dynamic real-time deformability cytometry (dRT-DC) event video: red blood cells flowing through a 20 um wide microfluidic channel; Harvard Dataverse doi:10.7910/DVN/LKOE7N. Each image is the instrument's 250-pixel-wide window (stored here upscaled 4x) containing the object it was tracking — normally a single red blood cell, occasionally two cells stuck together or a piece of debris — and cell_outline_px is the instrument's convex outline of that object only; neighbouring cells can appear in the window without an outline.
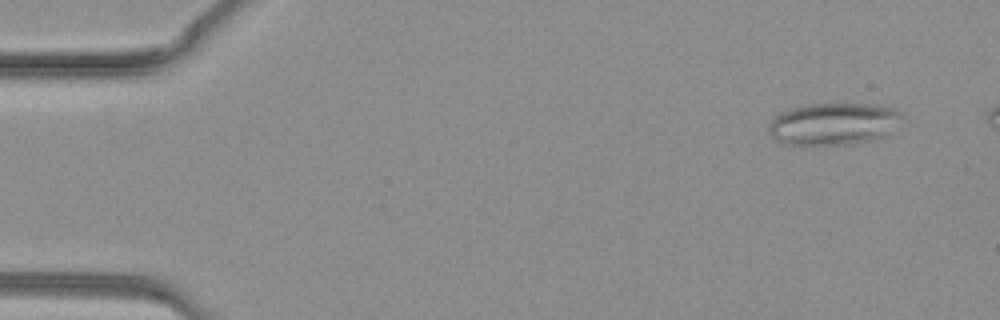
{"species": "common noctule bat (a hibernating species)", "species_latin": "Nyctalus noctula", "temperature_condition": "warm", "stored_images_in_passage": 37, "camera_frame_rate_fps": 3000, "um_per_image_px": 0.085, "animal": {"sex": "female", "body_mass_g": 19.3, "forearm_length_mm": 54.1}, "frame": {"image": 1, "passage_image": 3, "time_ms": 0.667, "image_size_px": [1000, 320], "cell_outline_px": [[900, 112], [884, 132], [880, 136], [868, 140], [844, 144], [788, 144], [776, 140], [768, 132], [768, 124], [780, 112], [788, 108], [804, 104], [876, 104], [896, 108]], "centroid_in_image_um": [70.67, 10.49], "position_along_channel_um": 14.3, "area_um2": 31.56}}
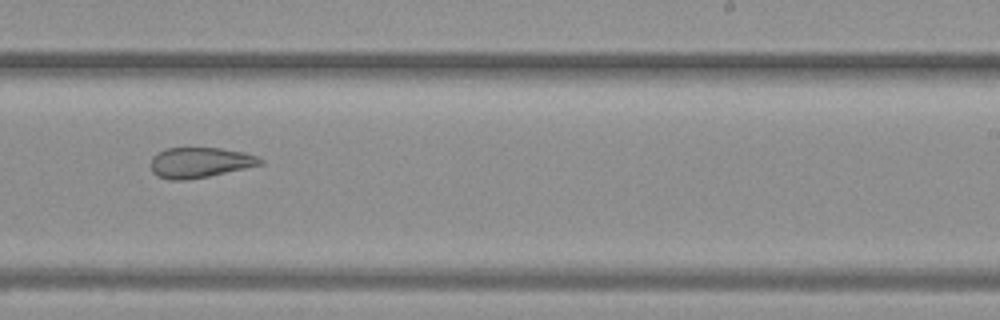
{"frame": {"image": 2, "passage_image": 24, "time_ms": 7.667, "image_size_px": [1000, 320], "cell_outline_px": [[264, 164], [208, 176], [184, 180], [168, 180], [156, 176], [152, 172], [152, 156], [168, 148], [220, 148], [244, 152], [260, 156], [264, 160]], "centroid_in_image_um": [17.03, 13.81], "position_along_channel_um": 272.0, "area_um2": 19.36}}
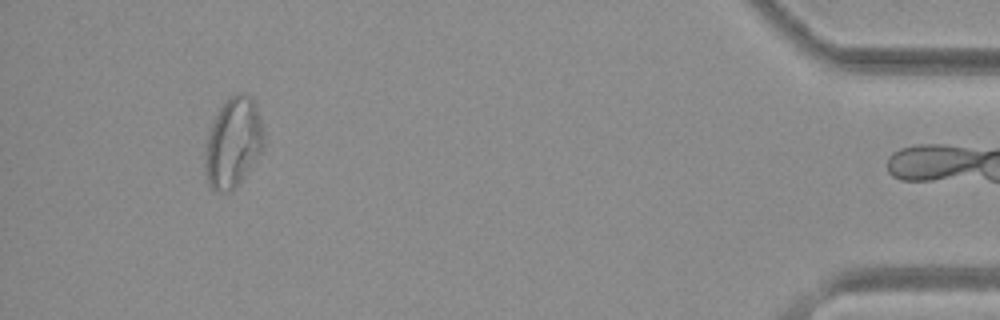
{"frame": {"image": 3, "passage_image": 36, "time_ms": 11.667, "image_size_px": [1000, 320], "cell_outline_px": [[264, 148], [236, 188], [232, 192], [216, 192], [208, 184], [204, 164], [208, 132], [224, 100], [228, 96], [236, 92], [244, 92], [256, 104], [260, 116], [264, 132]], "centroid_in_image_um": [19.83, 12.12], "position_along_channel_um": 415.4, "area_um2": 31.04}}